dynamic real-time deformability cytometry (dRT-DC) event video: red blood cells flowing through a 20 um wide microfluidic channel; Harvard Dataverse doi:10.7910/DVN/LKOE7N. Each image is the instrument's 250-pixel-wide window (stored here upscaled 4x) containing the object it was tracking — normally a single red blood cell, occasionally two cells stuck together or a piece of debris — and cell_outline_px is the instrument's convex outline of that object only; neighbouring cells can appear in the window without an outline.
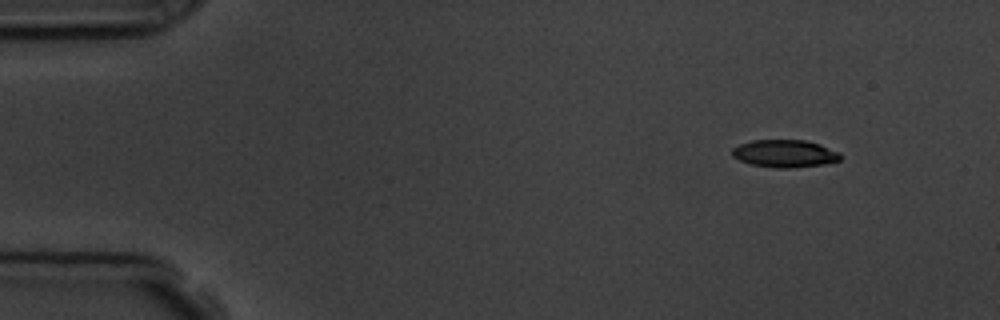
{"species": "common noctule bat (a hibernating species)", "species_latin": "Nyctalus noctula", "temperature_condition": "room temperature", "stored_images_in_passage": 4, "camera_frame_rate_fps": 3000, "um_per_image_px": 0.085, "animal": {"sex": "male", "body_mass_g": 19.5, "forearm_length_mm": 54.6}, "frame": {"image": 1, "passage_image": 1, "time_ms": 0.0, "image_size_px": [1000, 320], "cell_outline_px": [[840, 160], [824, 164], [788, 168], [776, 168], [752, 164], [740, 160], [732, 156], [732, 148], [740, 144], [752, 140], [804, 140], [820, 144], [840, 152]], "centroid_in_image_um": [66.7, 13.04], "position_along_channel_um": 18.3, "area_um2": 17.28}}
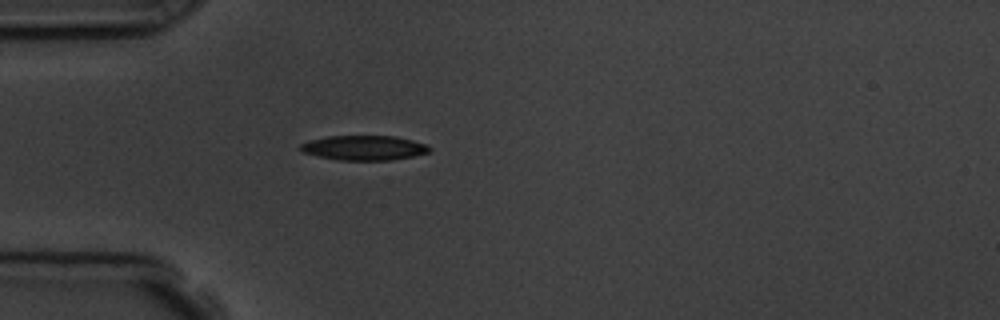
{"frame": {"image": 2, "passage_image": 4, "time_ms": 3.333, "image_size_px": [1000, 320], "cell_outline_px": [[432, 152], [392, 160], [336, 160], [304, 152], [300, 148], [300, 144], [308, 140], [328, 136], [396, 136], [428, 144], [432, 148]], "centroid_in_image_um": [31.0, 12.56], "position_along_channel_um": 54.0, "area_um2": 18.67}}